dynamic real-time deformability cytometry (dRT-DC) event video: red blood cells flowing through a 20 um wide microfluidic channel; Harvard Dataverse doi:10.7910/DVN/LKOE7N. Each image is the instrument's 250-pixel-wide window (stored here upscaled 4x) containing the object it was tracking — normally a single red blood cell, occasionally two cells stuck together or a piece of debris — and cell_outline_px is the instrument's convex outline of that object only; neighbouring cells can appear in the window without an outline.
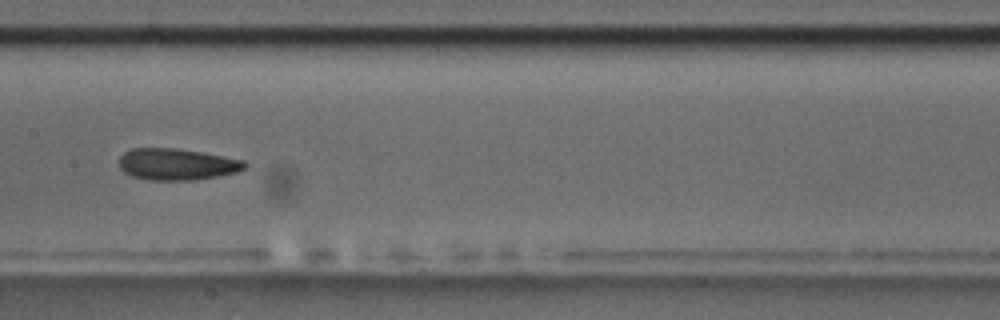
{"species": "common noctule bat (a hibernating species)", "species_latin": "Nyctalus noctula", "temperature_condition": "room temperature", "stored_images_in_passage": 42, "camera_frame_rate_fps": 3000, "um_per_image_px": 0.085, "animal": {"sex": "male", "body_mass_g": 17.5, "forearm_length_mm": 52.3}, "frame": {"image": 1, "passage_image": 13, "time_ms": 4.0, "image_size_px": [1000, 320], "cell_outline_px": [[248, 164], [244, 168], [236, 172], [216, 176], [192, 180], [148, 180], [132, 176], [124, 172], [120, 168], [120, 156], [124, 152], [132, 148], [176, 148], [200, 152], [244, 160]], "centroid_in_image_um": [15.0, 13.96], "position_along_channel_um": 192.4, "area_um2": 22.95}}
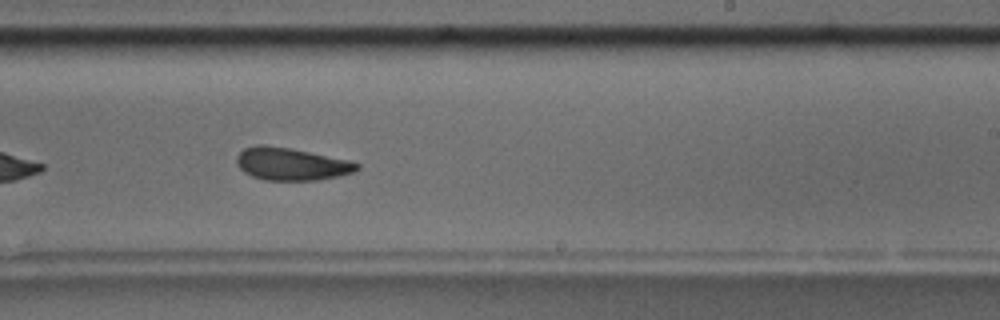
{"frame": {"image": 2, "passage_image": 19, "time_ms": 6.0, "image_size_px": [1000, 320], "cell_outline_px": [[360, 168], [356, 172], [340, 176], [316, 180], [264, 180], [252, 176], [244, 172], [236, 164], [236, 156], [244, 148], [256, 144], [264, 144], [292, 148], [352, 160], [360, 164]], "centroid_in_image_um": [24.79, 13.93], "position_along_channel_um": 264.2, "area_um2": 23.29}}